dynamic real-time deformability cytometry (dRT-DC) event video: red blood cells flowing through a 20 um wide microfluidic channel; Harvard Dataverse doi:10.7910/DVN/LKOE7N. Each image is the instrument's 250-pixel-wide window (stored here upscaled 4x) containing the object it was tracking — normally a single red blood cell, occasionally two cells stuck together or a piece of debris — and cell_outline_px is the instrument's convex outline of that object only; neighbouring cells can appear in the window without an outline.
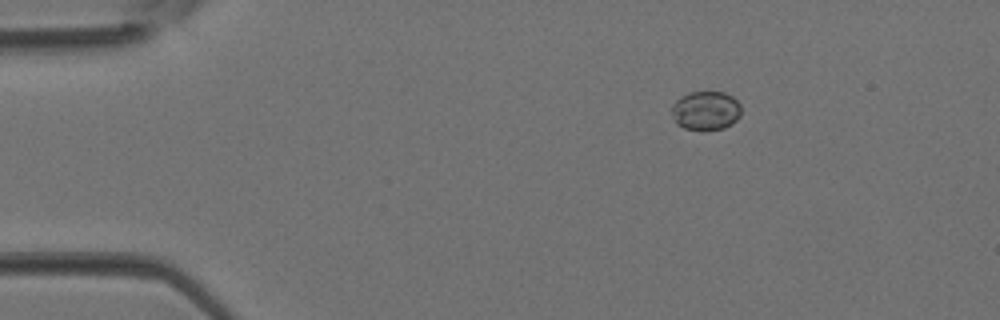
{"species": "Egyptian fruit bat (a non-hibernating species)", "species_latin": "Rousettus aegyptiacus", "temperature_condition": "room temperature", "stored_images_in_passage": 3, "camera_frame_rate_fps": 3000, "um_per_image_px": 0.085, "animal": {"sex": "female"}, "frame": {"image": 1, "passage_image": 1, "time_ms": 0.0, "image_size_px": [1000, 320], "cell_outline_px": [[740, 116], [732, 124], [724, 128], [704, 132], [700, 132], [684, 128], [676, 124], [672, 116], [672, 104], [680, 96], [688, 92], [724, 92], [732, 96], [740, 104]], "centroid_in_image_um": [59.97, 9.43], "position_along_channel_um": 25.0, "area_um2": 16.24}}
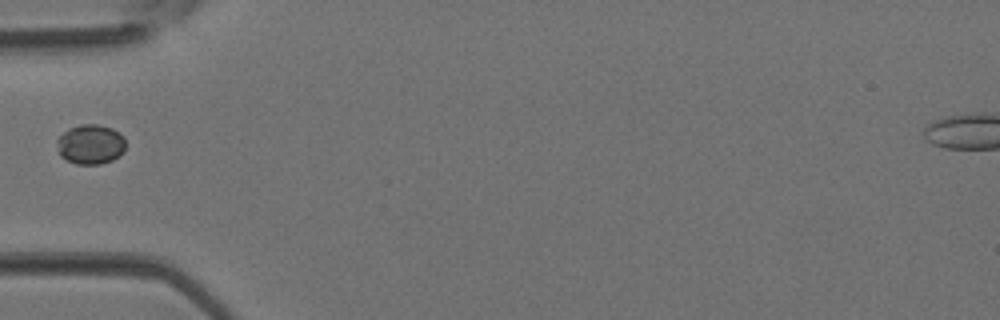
{"frame": {"image": 2, "passage_image": 3, "time_ms": 0.667, "image_size_px": [1000, 320], "cell_outline_px": [[124, 148], [112, 160], [100, 164], [76, 164], [60, 156], [56, 140], [68, 128], [80, 124], [96, 124], [112, 128], [124, 136]], "centroid_in_image_um": [7.66, 12.25], "position_along_channel_um": 77.3, "area_um2": 15.72}}